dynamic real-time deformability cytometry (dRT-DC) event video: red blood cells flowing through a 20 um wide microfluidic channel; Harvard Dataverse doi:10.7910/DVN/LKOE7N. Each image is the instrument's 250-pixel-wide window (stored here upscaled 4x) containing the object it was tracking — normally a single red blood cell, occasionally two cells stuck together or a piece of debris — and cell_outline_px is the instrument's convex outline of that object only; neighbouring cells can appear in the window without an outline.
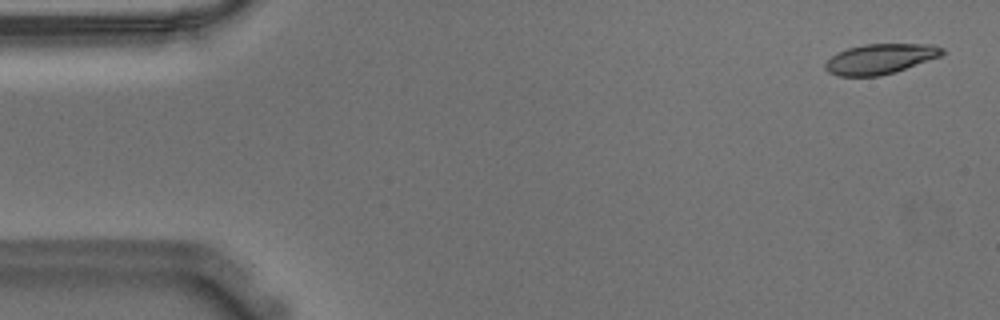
{"species": "Egyptian fruit bat (a non-hibernating species)", "species_latin": "Rousettus aegyptiacus", "temperature_condition": "warm", "stored_images_in_passage": 55, "camera_frame_rate_fps": 3000, "um_per_image_px": 0.085, "animal": {"sex": "male"}, "frame": {"image": 1, "passage_image": 2, "time_ms": 0.333, "image_size_px": [1000, 320], "cell_outline_px": [[944, 52], [940, 56], [896, 72], [880, 76], [840, 76], [828, 72], [824, 68], [824, 64], [836, 52], [848, 48], [864, 44], [932, 44], [944, 48]], "centroid_in_image_um": [74.8, 5.0], "position_along_channel_um": 10.2, "area_um2": 20.58}}
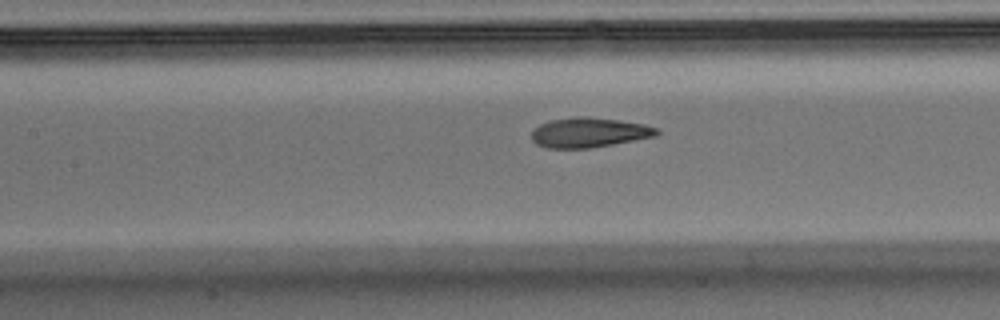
{"frame": {"image": 2, "passage_image": 24, "time_ms": 7.667, "image_size_px": [1000, 320], "cell_outline_px": [[660, 132], [656, 136], [612, 144], [588, 148], [544, 148], [536, 144], [532, 140], [532, 132], [540, 124], [552, 120], [576, 116], [584, 116], [620, 120], [644, 124], [656, 128]], "centroid_in_image_um": [50.06, 11.26], "position_along_channel_um": 157.3, "area_um2": 21.62}}
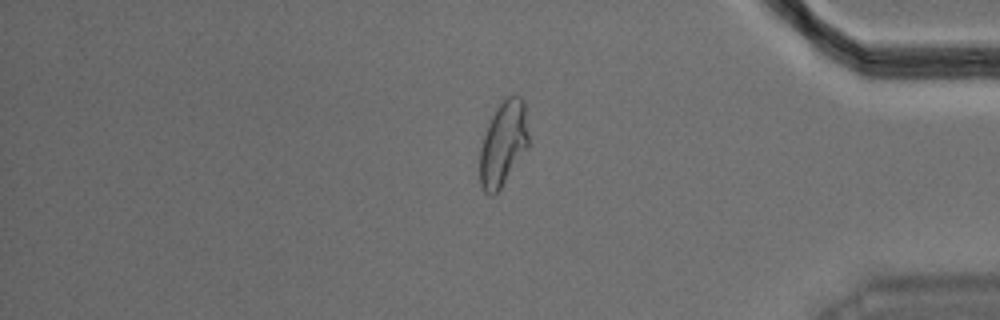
{"frame": {"image": 3, "passage_image": 46, "time_ms": 15.0, "image_size_px": [1000, 320], "cell_outline_px": [[528, 148], [500, 188], [492, 196], [488, 196], [484, 192], [480, 184], [480, 148], [488, 124], [496, 108], [504, 96], [520, 96], [524, 100], [528, 132]], "centroid_in_image_um": [42.78, 12.2], "position_along_channel_um": 392.4, "area_um2": 24.04}, "authors_computed_cell_mechanics": {"area_um2": 21.964, "velocity_mm_per_s": 3.5949, "shape_relaxation_time_tau1_ms": 9.3744, "shape_relaxation_time_tau2_ms": 1.37, "deformation_change_tau1": 0.2831, "deformation_change_tau2": 0.0812}}